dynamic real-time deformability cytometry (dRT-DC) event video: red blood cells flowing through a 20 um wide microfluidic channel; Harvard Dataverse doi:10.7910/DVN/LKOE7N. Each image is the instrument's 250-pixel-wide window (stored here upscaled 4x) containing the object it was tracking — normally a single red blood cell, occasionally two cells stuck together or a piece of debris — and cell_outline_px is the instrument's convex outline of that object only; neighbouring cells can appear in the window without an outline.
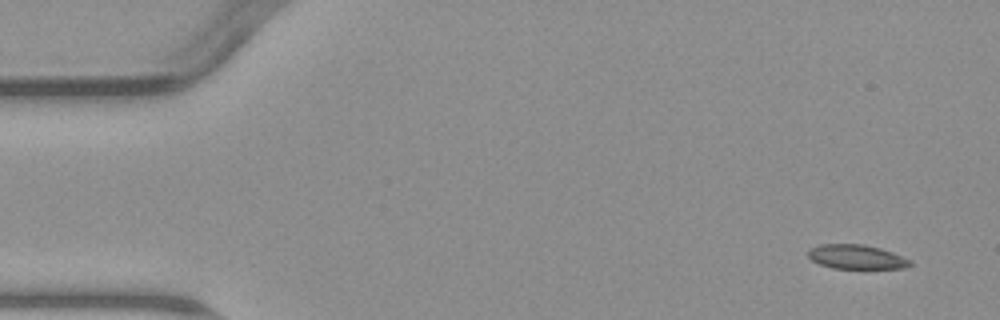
{"species": "common noctule bat (a hibernating species)", "species_latin": "Nyctalus noctula", "temperature_condition": "warm", "stored_images_in_passage": 7, "camera_frame_rate_fps": 3000, "um_per_image_px": 0.085, "animal": {"sex": "male", "body_mass_g": 23.1, "forearm_length_mm": 52.7}, "frame": {"image": 1, "passage_image": 1, "time_ms": 0.0, "image_size_px": [1000, 320], "cell_outline_px": [[912, 264], [904, 268], [832, 268], [820, 264], [812, 260], [808, 256], [808, 248], [820, 244], [864, 244], [880, 248], [892, 252], [912, 260]], "centroid_in_image_um": [72.79, 21.82], "position_along_channel_um": 12.2, "area_um2": 14.45}}